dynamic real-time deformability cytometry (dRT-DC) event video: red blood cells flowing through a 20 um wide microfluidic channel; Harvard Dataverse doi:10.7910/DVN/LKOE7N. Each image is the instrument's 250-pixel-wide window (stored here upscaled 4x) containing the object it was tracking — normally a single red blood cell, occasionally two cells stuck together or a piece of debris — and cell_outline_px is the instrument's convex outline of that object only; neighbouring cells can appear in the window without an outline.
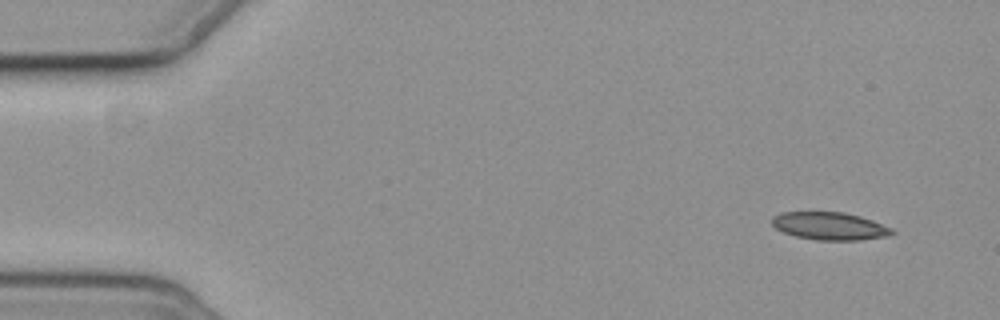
{"species": "common noctule bat (a hibernating species)", "species_latin": "Nyctalus noctula", "temperature_condition": "cold", "stored_images_in_passage": 4, "camera_frame_rate_fps": 3000, "um_per_image_px": 0.085, "animal": {"sex": "female", "body_mass_g": 19.3, "forearm_length_mm": 54.1}, "frame": {"image": 1, "passage_image": 1, "time_ms": 0.0, "image_size_px": [1000, 320], "cell_outline_px": [[896, 232], [884, 236], [860, 240], [816, 240], [796, 236], [784, 232], [776, 228], [772, 224], [772, 216], [780, 212], [844, 212], [860, 216], [872, 220], [892, 228]], "centroid_in_image_um": [70.51, 19.2], "position_along_channel_um": 14.5, "area_um2": 19.31}}
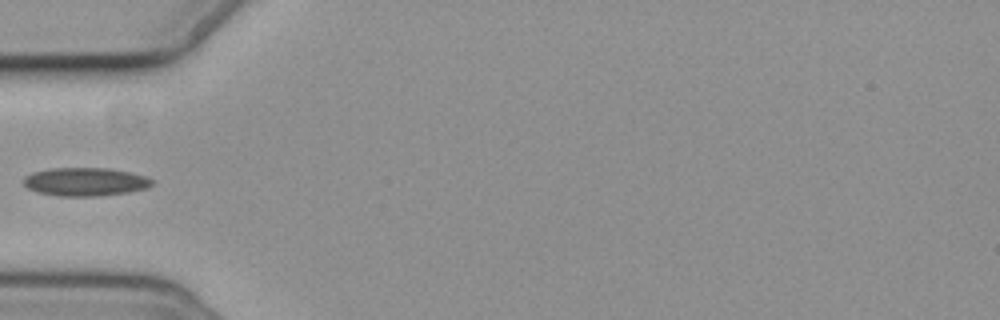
{"frame": {"image": 2, "passage_image": 4, "time_ms": 5.0, "image_size_px": [1000, 320], "cell_outline_px": [[156, 180], [148, 188], [128, 192], [100, 196], [56, 196], [36, 192], [28, 188], [24, 184], [24, 176], [32, 172], [52, 168], [108, 168], [128, 172], [144, 176]], "centroid_in_image_um": [7.24, 15.46], "position_along_channel_um": 77.8, "area_um2": 21.33}}